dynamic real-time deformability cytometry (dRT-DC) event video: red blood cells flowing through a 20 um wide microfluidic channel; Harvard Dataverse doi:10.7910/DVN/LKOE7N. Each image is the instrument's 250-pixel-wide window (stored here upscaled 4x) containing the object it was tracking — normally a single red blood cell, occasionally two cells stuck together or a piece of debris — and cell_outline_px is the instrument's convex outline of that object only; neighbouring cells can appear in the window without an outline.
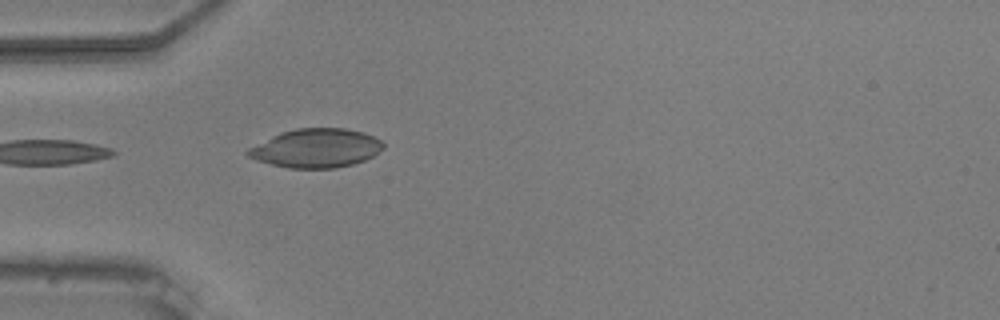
{"species": "common noctule bat (a hibernating species)", "species_latin": "Nyctalus noctula", "temperature_condition": "warm", "stored_images_in_passage": 24, "camera_frame_rate_fps": 3000, "um_per_image_px": 0.085, "animal": {"sex": "male", "body_mass_g": 20.5, "forearm_length_mm": 52.5}, "frame": {"image": 1, "passage_image": 1, "time_ms": 0.0, "image_size_px": [1000, 320], "cell_outline_px": [[384, 148], [372, 156], [364, 160], [352, 164], [336, 168], [288, 168], [256, 160], [248, 156], [244, 152], [248, 148], [280, 132], [296, 128], [344, 128], [364, 132], [380, 140], [384, 144]], "centroid_in_image_um": [26.85, 12.59], "position_along_channel_um": 58.1, "area_um2": 30.58}}